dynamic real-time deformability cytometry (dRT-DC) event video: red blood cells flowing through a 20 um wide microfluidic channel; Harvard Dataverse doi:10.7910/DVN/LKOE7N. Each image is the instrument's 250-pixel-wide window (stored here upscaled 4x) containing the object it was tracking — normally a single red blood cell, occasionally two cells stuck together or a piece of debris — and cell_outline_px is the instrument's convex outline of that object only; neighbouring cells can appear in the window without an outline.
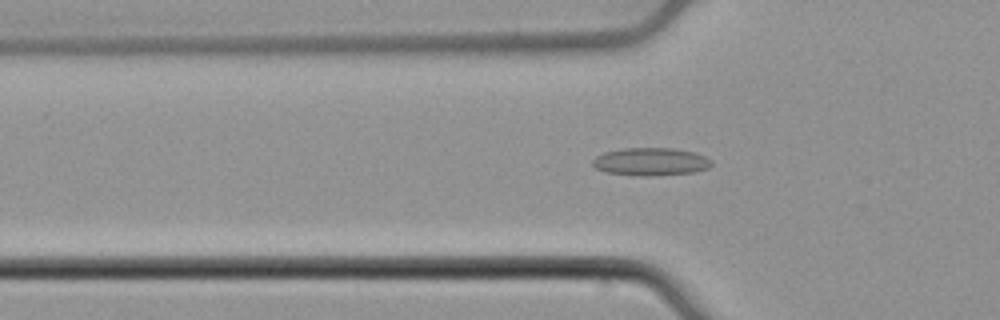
{"species": "common noctule bat (a hibernating species)", "species_latin": "Nyctalus noctula", "temperature_condition": "cold", "stored_images_in_passage": 40, "camera_frame_rate_fps": 3000, "um_per_image_px": 0.085, "animal": {"sex": "male", "body_mass_g": 21.5, "forearm_length_mm": 52.0}, "frame": {"image": 1, "passage_image": 10, "time_ms": 3.0, "image_size_px": [1000, 320], "cell_outline_px": [[712, 164], [708, 168], [696, 172], [652, 176], [640, 176], [604, 172], [596, 168], [592, 164], [592, 160], [596, 156], [604, 152], [624, 148], [672, 148], [696, 152], [712, 160]], "centroid_in_image_um": [55.32, 13.74], "position_along_channel_um": 70.5, "area_um2": 19.48}}
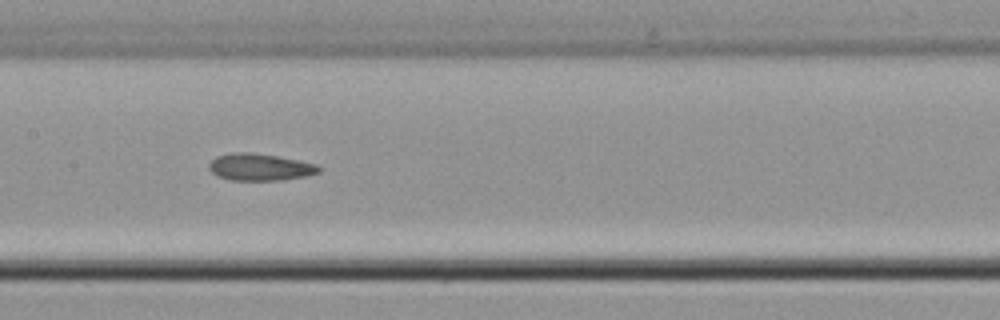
{"frame": {"image": 2, "passage_image": 19, "time_ms": 6.0, "image_size_px": [1000, 320], "cell_outline_px": [[320, 172], [308, 176], [280, 180], [232, 180], [216, 176], [208, 168], [208, 164], [216, 156], [232, 152], [248, 152], [276, 156], [316, 164], [320, 168]], "centroid_in_image_um": [22.06, 14.21], "position_along_channel_um": 185.3, "area_um2": 17.22}}
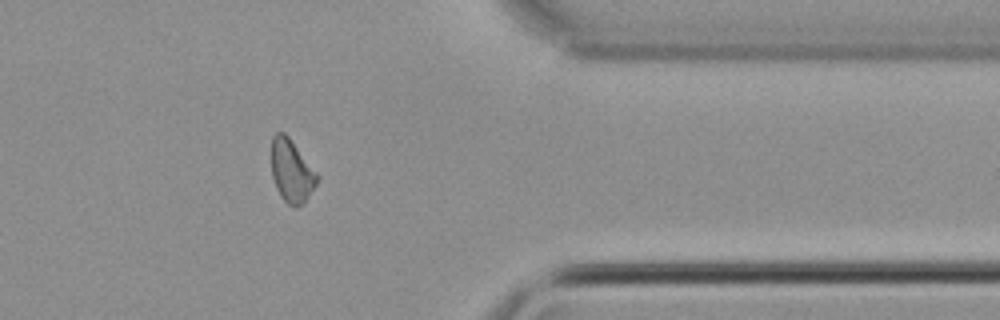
{"frame": {"image": 3, "passage_image": 36, "time_ms": 11.667, "image_size_px": [1000, 320], "cell_outline_px": [[320, 176], [316, 184], [308, 196], [296, 208], [288, 204], [280, 196], [276, 188], [272, 176], [272, 136], [276, 132], [284, 132], [288, 136]], "centroid_in_image_um": [24.78, 14.52], "position_along_channel_um": 386.6, "area_um2": 16.53}, "authors_computed_cell_mechanics": {"area_um2": 17.4556, "velocity_mm_per_s": 3.8346, "shape_relaxation_time_tau1_ms": null, "shape_relaxation_time_tau2_ms": 3.9597, "deformation_change_tau1": null, "deformation_change_tau2": 0.1101}}